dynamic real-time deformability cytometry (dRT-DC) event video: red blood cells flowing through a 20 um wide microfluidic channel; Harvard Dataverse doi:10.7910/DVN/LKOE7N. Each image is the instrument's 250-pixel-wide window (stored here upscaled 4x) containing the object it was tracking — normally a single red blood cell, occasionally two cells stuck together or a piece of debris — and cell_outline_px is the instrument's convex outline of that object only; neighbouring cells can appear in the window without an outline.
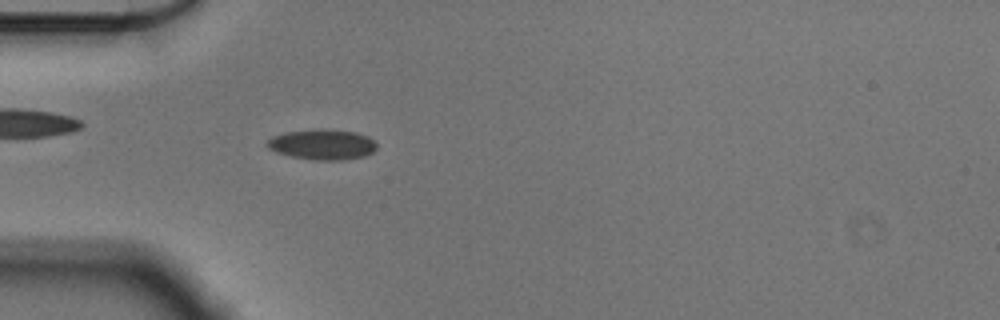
{"species": "Egyptian fruit bat (a non-hibernating species)", "species_latin": "Rousettus aegyptiacus", "temperature_condition": "cold", "stored_images_in_passage": 46, "camera_frame_rate_fps": 3000, "um_per_image_px": 0.085, "animal": {"sex": "male"}, "frame": {"image": 1, "passage_image": 7, "time_ms": 2.0, "image_size_px": [1000, 320], "cell_outline_px": [[376, 148], [372, 152], [364, 156], [344, 160], [316, 160], [292, 156], [276, 152], [268, 148], [264, 144], [272, 136], [284, 132], [356, 132], [368, 136], [376, 144]], "centroid_in_image_um": [27.38, 12.33], "position_along_channel_um": 57.6, "area_um2": 18.44}}
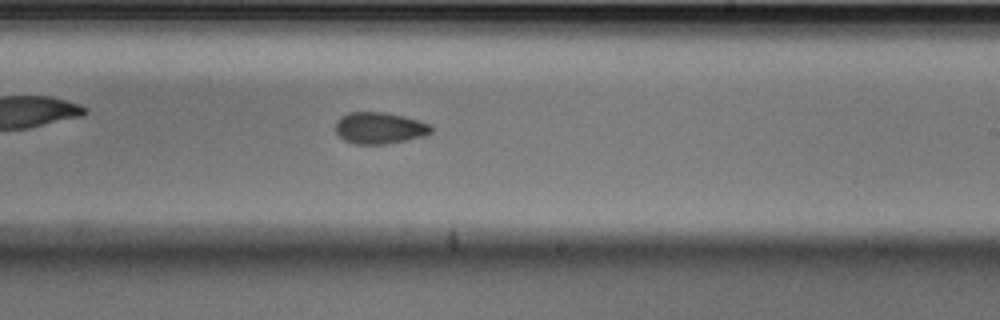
{"frame": {"image": 2, "passage_image": 24, "time_ms": 7.667, "image_size_px": [1000, 320], "cell_outline_px": [[432, 132], [424, 136], [384, 144], [356, 144], [344, 140], [336, 132], [336, 120], [340, 116], [348, 112], [384, 112], [404, 116], [428, 124], [432, 128]], "centroid_in_image_um": [32.22, 10.87], "position_along_channel_um": 256.8, "area_um2": 17.46}}
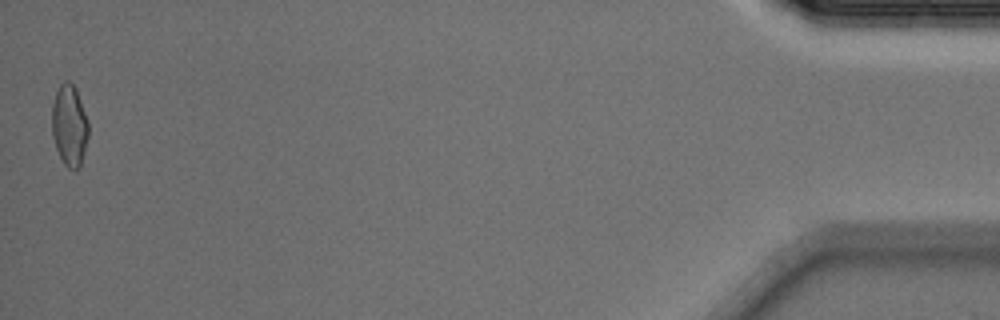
{"frame": {"image": 3, "passage_image": 46, "time_ms": 15.0, "image_size_px": [1000, 320], "cell_outline_px": [[88, 136], [80, 168], [68, 168], [64, 164], [56, 148], [52, 136], [52, 104], [56, 92], [60, 84], [64, 80], [68, 80], [76, 88], [88, 120]], "centroid_in_image_um": [5.9, 10.64], "position_along_channel_um": 429.3, "area_um2": 17.34}, "authors_computed_cell_mechanics": {"area_um2": 18.0914, "velocity_mm_per_s": 3.5837, "shape_relaxation_time_tau1_ms": 7.1595, "shape_relaxation_time_tau2_ms": 4.8315, "deformation_change_tau1": 0.1226, "deformation_change_tau2": 0.075}}